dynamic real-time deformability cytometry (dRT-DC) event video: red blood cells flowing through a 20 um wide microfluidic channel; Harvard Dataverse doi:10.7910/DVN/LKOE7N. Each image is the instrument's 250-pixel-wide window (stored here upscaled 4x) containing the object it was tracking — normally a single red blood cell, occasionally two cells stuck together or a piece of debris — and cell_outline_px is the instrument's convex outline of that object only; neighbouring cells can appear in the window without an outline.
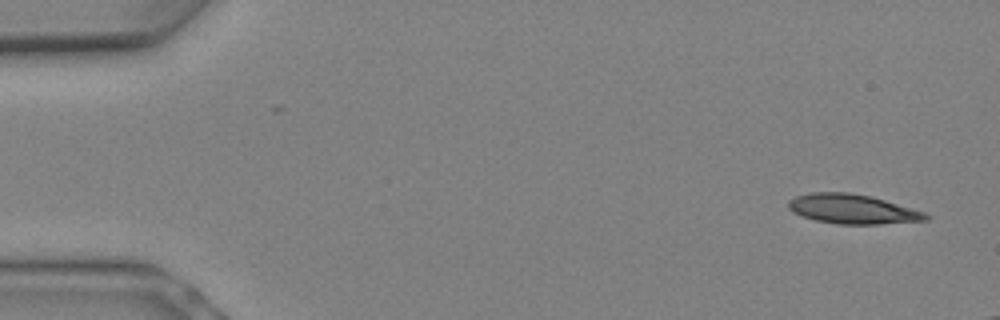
{"species": "Egyptian fruit bat (a non-hibernating species)", "species_latin": "Rousettus aegyptiacus", "temperature_condition": "warm", "stored_images_in_passage": 6, "camera_frame_rate_fps": 3000, "um_per_image_px": 0.085, "animal": {"sex": "female"}, "frame": {"image": 1, "passage_image": 1, "time_ms": 0.0, "image_size_px": [1000, 320], "cell_outline_px": [[932, 216], [928, 220], [880, 224], [836, 224], [816, 220], [792, 212], [788, 208], [788, 200], [796, 196], [812, 192], [848, 192], [872, 196], [924, 212]], "centroid_in_image_um": [72.46, 17.77], "position_along_channel_um": 12.5, "area_um2": 23.64}}